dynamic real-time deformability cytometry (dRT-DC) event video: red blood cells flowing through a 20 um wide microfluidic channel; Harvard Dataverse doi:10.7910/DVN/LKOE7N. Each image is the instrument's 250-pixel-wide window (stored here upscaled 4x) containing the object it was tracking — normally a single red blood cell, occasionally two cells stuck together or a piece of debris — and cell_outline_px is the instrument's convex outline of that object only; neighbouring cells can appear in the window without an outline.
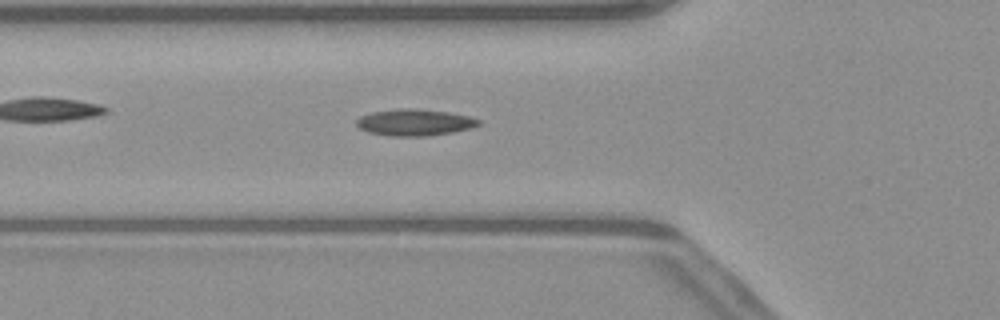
{"species": "common noctule bat (a hibernating species)", "species_latin": "Nyctalus noctula", "temperature_condition": "warm", "stored_images_in_passage": 49, "camera_frame_rate_fps": 3000, "um_per_image_px": 0.085, "animal": {"sex": "male", "body_mass_g": 23.1, "forearm_length_mm": 52.7}, "frame": {"image": 1, "passage_image": 15, "time_ms": 4.667, "image_size_px": [1000, 320], "cell_outline_px": [[480, 124], [472, 128], [452, 132], [428, 136], [392, 136], [368, 132], [360, 128], [356, 124], [356, 120], [360, 116], [372, 112], [400, 108], [408, 108], [448, 112], [468, 116], [480, 120]], "centroid_in_image_um": [35.23, 10.41], "position_along_channel_um": 90.6, "area_um2": 18.79}}
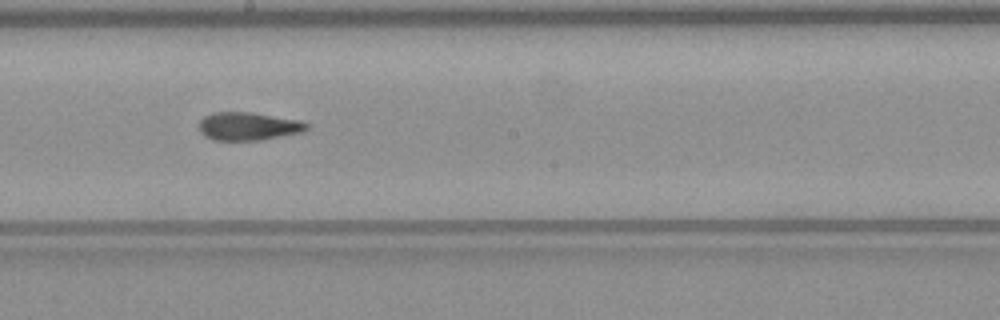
{"frame": {"image": 2, "passage_image": 25, "time_ms": 8.0, "image_size_px": [1000, 320], "cell_outline_px": [[308, 128], [300, 132], [260, 140], [212, 140], [204, 136], [200, 132], [200, 120], [204, 116], [212, 112], [252, 112], [300, 120], [308, 124]], "centroid_in_image_um": [21.07, 10.72], "position_along_channel_um": 227.1, "area_um2": 17.57}}
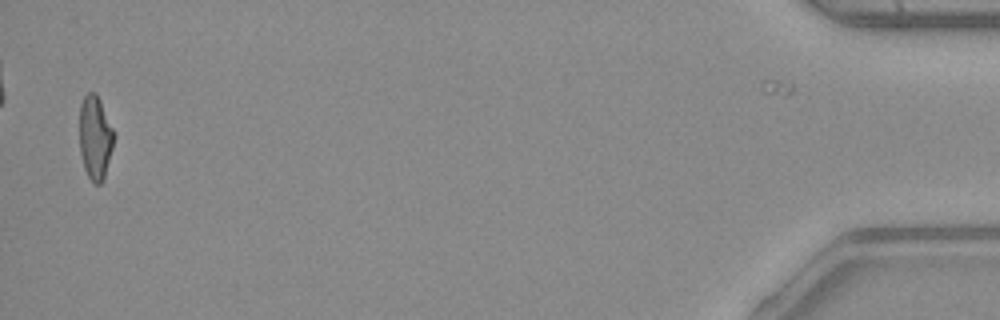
{"frame": {"image": 3, "passage_image": 47, "time_ms": 15.333, "image_size_px": [1000, 320], "cell_outline_px": [[116, 136], [104, 176], [100, 184], [96, 184], [88, 176], [84, 168], [80, 152], [80, 104], [84, 96], [88, 92], [96, 92], [116, 132]], "centroid_in_image_um": [8.11, 11.64], "position_along_channel_um": 427.1, "area_um2": 16.94}, "authors_computed_cell_mechanics": {"area_um2": 17.5712, "velocity_mm_per_s": 4.0761, "shape_relaxation_time_tau1_ms": null, "shape_relaxation_time_tau2_ms": 2.9876, "deformation_change_tau1": null, "deformation_change_tau2": 0.1075}}